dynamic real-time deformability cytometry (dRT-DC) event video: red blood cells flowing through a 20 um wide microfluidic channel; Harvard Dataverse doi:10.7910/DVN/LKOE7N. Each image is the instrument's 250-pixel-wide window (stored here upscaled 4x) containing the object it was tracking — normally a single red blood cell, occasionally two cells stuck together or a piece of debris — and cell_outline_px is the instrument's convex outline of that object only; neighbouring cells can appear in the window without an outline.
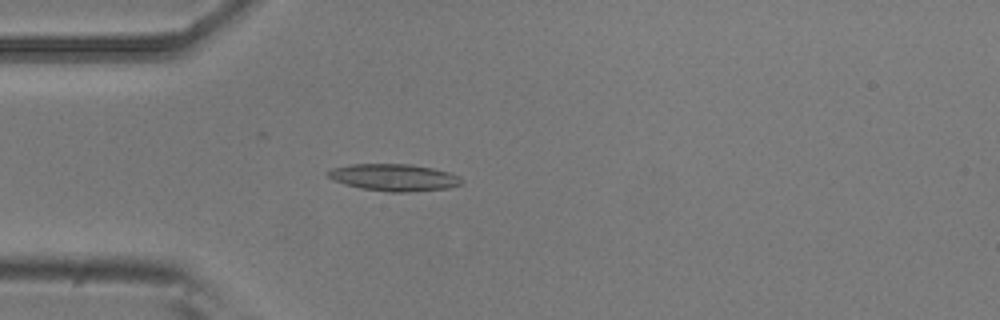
{"species": "common noctule bat (a hibernating species)", "species_latin": "Nyctalus noctula", "temperature_condition": "room temperature", "stored_images_in_passage": 4, "camera_frame_rate_fps": 3000, "um_per_image_px": 0.085, "animal": {"sex": "male", "body_mass_g": 20.5, "forearm_length_mm": 52.5}, "frame": {"image": 1, "passage_image": 4, "time_ms": 1.0, "image_size_px": [1000, 320], "cell_outline_px": [[464, 180], [460, 184], [448, 188], [408, 192], [388, 192], [360, 188], [332, 180], [328, 176], [328, 172], [332, 168], [348, 164], [412, 164], [432, 168], [448, 172], [460, 176]], "centroid_in_image_um": [33.49, 15.08], "position_along_channel_um": 51.5, "area_um2": 21.04}}